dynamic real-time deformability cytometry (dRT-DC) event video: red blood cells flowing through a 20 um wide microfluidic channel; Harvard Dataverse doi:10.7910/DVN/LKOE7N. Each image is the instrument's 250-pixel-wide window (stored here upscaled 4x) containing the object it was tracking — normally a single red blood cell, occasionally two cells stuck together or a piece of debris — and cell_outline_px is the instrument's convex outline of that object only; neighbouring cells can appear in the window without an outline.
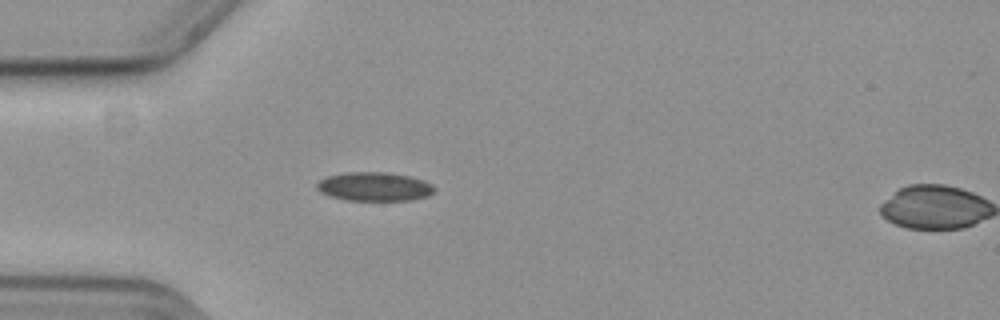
{"species": "common noctule bat (a hibernating species)", "species_latin": "Nyctalus noctula", "temperature_condition": "cold", "stored_images_in_passage": 9, "camera_frame_rate_fps": 3000, "um_per_image_px": 0.085, "animal": {"sex": "female", "body_mass_g": 19.3, "forearm_length_mm": 54.1}, "frame": {"image": 1, "passage_image": 8, "time_ms": 2.333, "image_size_px": [1000, 320], "cell_outline_px": [[432, 192], [428, 196], [408, 200], [344, 200], [328, 196], [320, 192], [316, 188], [316, 184], [320, 180], [328, 176], [348, 172], [384, 172], [408, 176], [432, 184]], "centroid_in_image_um": [31.74, 15.87], "position_along_channel_um": 53.3, "area_um2": 19.48}}